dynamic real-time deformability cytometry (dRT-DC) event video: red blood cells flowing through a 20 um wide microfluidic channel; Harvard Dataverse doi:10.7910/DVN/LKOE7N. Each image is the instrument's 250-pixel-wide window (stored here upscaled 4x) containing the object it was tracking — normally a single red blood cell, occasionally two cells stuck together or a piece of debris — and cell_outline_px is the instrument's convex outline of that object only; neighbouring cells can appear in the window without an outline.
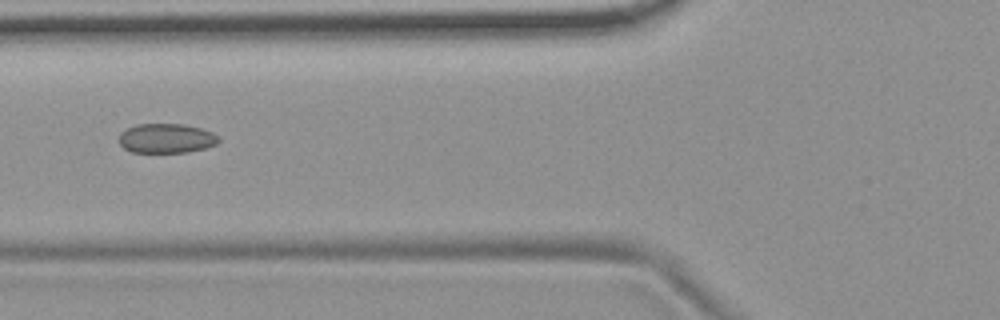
{"species": "common noctule bat (a hibernating species)", "species_latin": "Nyctalus noctula", "temperature_condition": "room temperature", "stored_images_in_passage": 3, "camera_frame_rate_fps": 3000, "um_per_image_px": 0.085, "animal": {"sex": "female", "body_mass_g": 19.9}, "frame": {"image": 1, "passage_image": 3, "time_ms": 2.333, "image_size_px": [1000, 320], "cell_outline_px": [[220, 140], [216, 144], [204, 148], [188, 152], [132, 152], [124, 148], [120, 144], [120, 132], [136, 124], [184, 124], [200, 128], [212, 132]], "centroid_in_image_um": [14.13, 11.75], "position_along_channel_um": 111.7, "area_um2": 16.99}}